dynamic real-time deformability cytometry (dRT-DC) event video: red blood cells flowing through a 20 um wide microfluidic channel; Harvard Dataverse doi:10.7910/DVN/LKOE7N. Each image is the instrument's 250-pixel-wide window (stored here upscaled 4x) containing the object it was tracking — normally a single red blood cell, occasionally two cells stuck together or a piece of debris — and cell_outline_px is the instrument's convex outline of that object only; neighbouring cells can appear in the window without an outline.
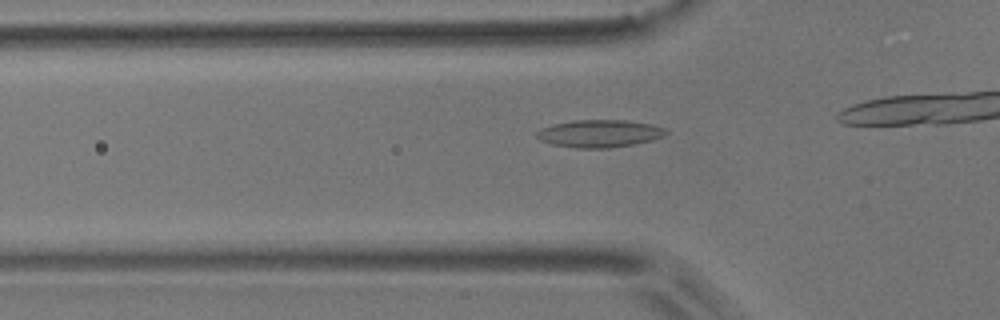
{"species": "common noctule bat (a hibernating species)", "species_latin": "Nyctalus noctula", "temperature_condition": "room temperature", "stored_images_in_passage": 38, "camera_frame_rate_fps": 3000, "um_per_image_px": 0.085, "animal": {"sex": "male", "body_mass_g": 17.9}, "frame": {"image": 1, "passage_image": 13, "time_ms": 4.0, "image_size_px": [1000, 320], "cell_outline_px": [[668, 132], [664, 136], [652, 140], [632, 144], [608, 148], [576, 148], [552, 144], [540, 140], [536, 136], [536, 132], [552, 124], [572, 120], [624, 120], [652, 124], [664, 128]], "centroid_in_image_um": [50.95, 11.34], "position_along_channel_um": 74.8, "area_um2": 20.63}}
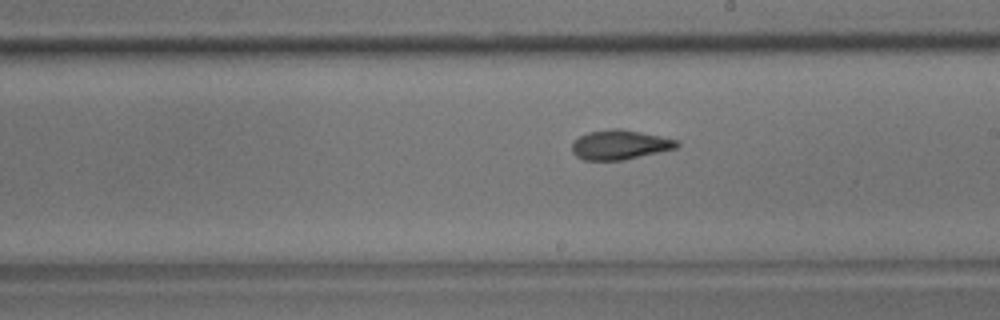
{"frame": {"image": 2, "passage_image": 26, "time_ms": 8.333, "image_size_px": [1000, 320], "cell_outline_px": [[680, 144], [676, 148], [624, 160], [584, 160], [576, 156], [572, 152], [572, 144], [580, 136], [588, 132], [612, 128], [620, 128], [660, 136], [676, 140]], "centroid_in_image_um": [52.67, 12.3], "position_along_channel_um": 236.3, "area_um2": 17.92}}
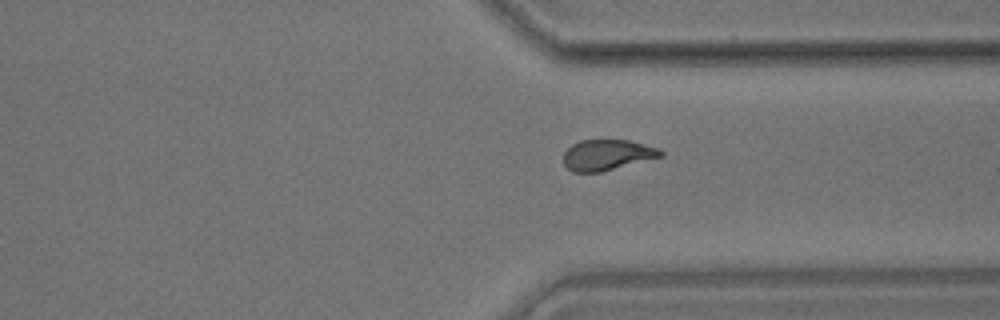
{"frame": {"image": 3, "passage_image": 36, "time_ms": 11.667, "image_size_px": [1000, 320], "cell_outline_px": [[664, 156], [600, 172], [572, 172], [564, 164], [564, 152], [572, 144], [580, 140], [628, 140], [660, 148], [664, 152]], "centroid_in_image_um": [51.63, 13.16], "position_along_channel_um": 359.8, "area_um2": 17.4}}